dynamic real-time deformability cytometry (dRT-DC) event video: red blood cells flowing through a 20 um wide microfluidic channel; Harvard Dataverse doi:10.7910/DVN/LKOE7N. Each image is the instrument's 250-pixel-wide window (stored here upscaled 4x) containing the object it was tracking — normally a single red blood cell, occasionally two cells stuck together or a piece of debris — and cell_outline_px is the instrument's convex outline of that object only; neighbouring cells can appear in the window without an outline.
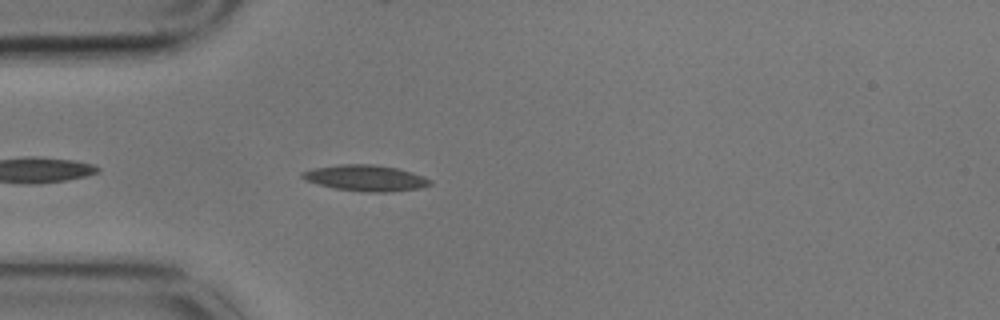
{"species": "common noctule bat (a hibernating species)", "species_latin": "Nyctalus noctula", "temperature_condition": "cold", "stored_images_in_passage": 6, "camera_frame_rate_fps": 3000, "um_per_image_px": 0.085, "animal": {"sex": "male", "body_mass_g": 17.9}, "frame": {"image": 1, "passage_image": 5, "time_ms": 1.333, "image_size_px": [1000, 320], "cell_outline_px": [[432, 184], [420, 188], [388, 192], [368, 192], [332, 188], [304, 180], [300, 176], [300, 172], [316, 168], [340, 164], [372, 164], [396, 168], [412, 172], [424, 176], [432, 180]], "centroid_in_image_um": [31.08, 15.13], "position_along_channel_um": 53.9, "area_um2": 19.42}}